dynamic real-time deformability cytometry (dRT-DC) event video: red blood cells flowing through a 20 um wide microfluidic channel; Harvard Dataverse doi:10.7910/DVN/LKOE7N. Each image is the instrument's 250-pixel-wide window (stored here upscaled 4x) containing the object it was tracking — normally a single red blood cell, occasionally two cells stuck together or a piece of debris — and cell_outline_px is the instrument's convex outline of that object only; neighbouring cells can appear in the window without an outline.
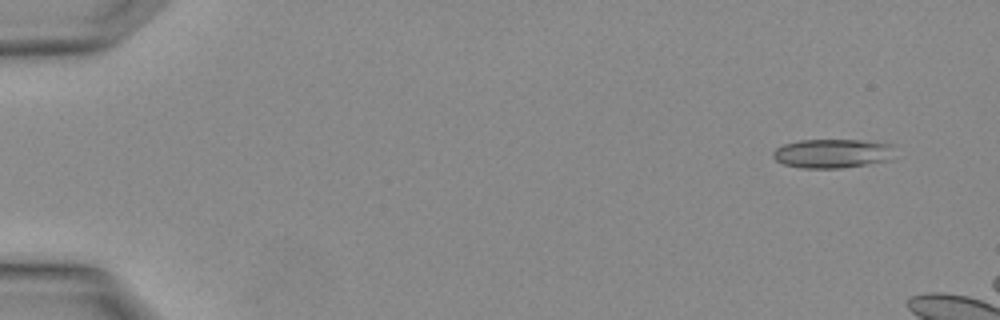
{"species": "Egyptian fruit bat (a non-hibernating species)", "species_latin": "Rousettus aegyptiacus", "temperature_condition": "warm", "stored_images_in_passage": 4, "camera_frame_rate_fps": 3000, "um_per_image_px": 0.085, "animal": {"sex": "female"}, "frame": {"image": 1, "passage_image": 1, "time_ms": 0.0, "image_size_px": [1000, 320], "cell_outline_px": [[892, 160], [840, 168], [800, 168], [784, 164], [776, 160], [772, 156], [772, 152], [776, 148], [784, 144], [800, 140], [860, 140], [892, 144]], "centroid_in_image_um": [70.73, 13.04], "position_along_channel_um": 14.3, "area_um2": 20.58}}